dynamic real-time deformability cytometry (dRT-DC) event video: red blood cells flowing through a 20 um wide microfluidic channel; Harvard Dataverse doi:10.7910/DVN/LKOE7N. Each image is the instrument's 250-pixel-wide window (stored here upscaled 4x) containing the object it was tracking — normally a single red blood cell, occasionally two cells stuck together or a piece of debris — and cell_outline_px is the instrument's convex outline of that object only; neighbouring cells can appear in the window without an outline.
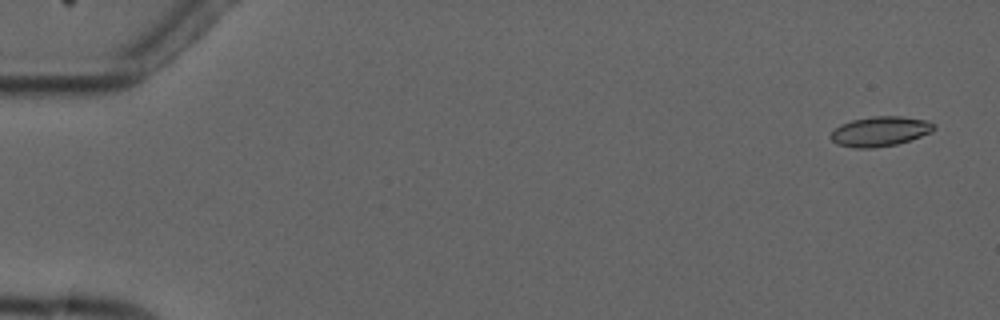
{"species": "common noctule bat (a hibernating species)", "species_latin": "Nyctalus noctula", "temperature_condition": "cold", "stored_images_in_passage": 6, "camera_frame_rate_fps": 3000, "um_per_image_px": 0.085, "animal": {"sex": "male", "forearm_length_mm": 52.5}, "frame": {"image": 1, "passage_image": 1, "time_ms": 0.0, "image_size_px": [1000, 320], "cell_outline_px": [[936, 128], [932, 132], [896, 144], [872, 148], [852, 148], [836, 144], [828, 136], [840, 124], [852, 120], [872, 116], [900, 116], [924, 120], [936, 124]], "centroid_in_image_um": [74.78, 11.17], "position_along_channel_um": 10.2, "area_um2": 17.92}}
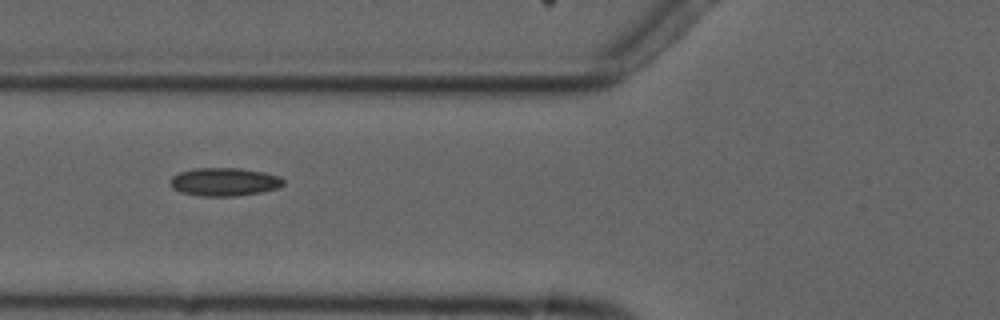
{"frame": {"image": 2, "passage_image": 6, "time_ms": 6.333, "image_size_px": [1000, 320], "cell_outline_px": [[284, 184], [280, 188], [260, 192], [236, 196], [200, 196], [180, 192], [172, 188], [168, 184], [172, 176], [180, 172], [196, 168], [240, 168], [264, 172], [280, 176], [284, 180]], "centroid_in_image_um": [19.07, 15.46], "position_along_channel_um": 106.7, "area_um2": 18.79}}